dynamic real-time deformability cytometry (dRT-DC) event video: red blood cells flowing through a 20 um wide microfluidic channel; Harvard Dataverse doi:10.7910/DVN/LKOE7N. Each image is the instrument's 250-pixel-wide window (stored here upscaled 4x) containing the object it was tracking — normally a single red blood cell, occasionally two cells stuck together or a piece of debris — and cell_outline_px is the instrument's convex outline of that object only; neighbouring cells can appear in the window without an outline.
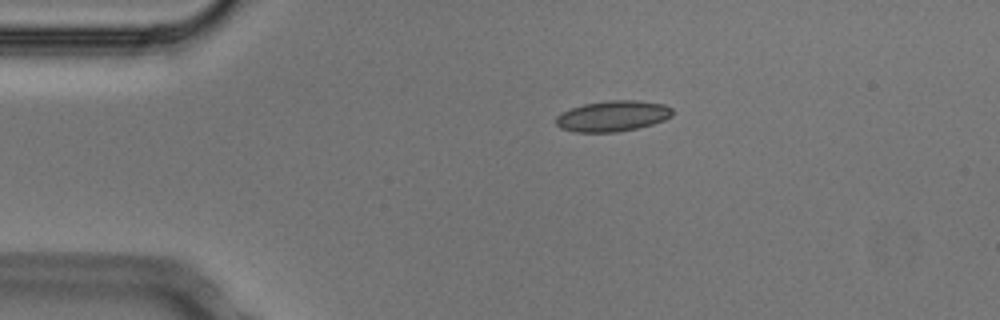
{"species": "Egyptian fruit bat (a non-hibernating species)", "species_latin": "Rousettus aegyptiacus", "temperature_condition": "cold", "stored_images_in_passage": 2, "camera_frame_rate_fps": 3000, "um_per_image_px": 0.085, "animal": {"sex": "male"}, "frame": {"image": 1, "passage_image": 1, "time_ms": 0.0, "image_size_px": [1000, 320], "cell_outline_px": [[672, 116], [664, 120], [652, 124], [636, 128], [616, 132], [572, 132], [560, 128], [556, 124], [556, 116], [572, 108], [584, 104], [608, 100], [636, 100], [664, 104], [672, 108]], "centroid_in_image_um": [52.08, 9.86], "position_along_channel_um": 32.9, "area_um2": 20.81}}